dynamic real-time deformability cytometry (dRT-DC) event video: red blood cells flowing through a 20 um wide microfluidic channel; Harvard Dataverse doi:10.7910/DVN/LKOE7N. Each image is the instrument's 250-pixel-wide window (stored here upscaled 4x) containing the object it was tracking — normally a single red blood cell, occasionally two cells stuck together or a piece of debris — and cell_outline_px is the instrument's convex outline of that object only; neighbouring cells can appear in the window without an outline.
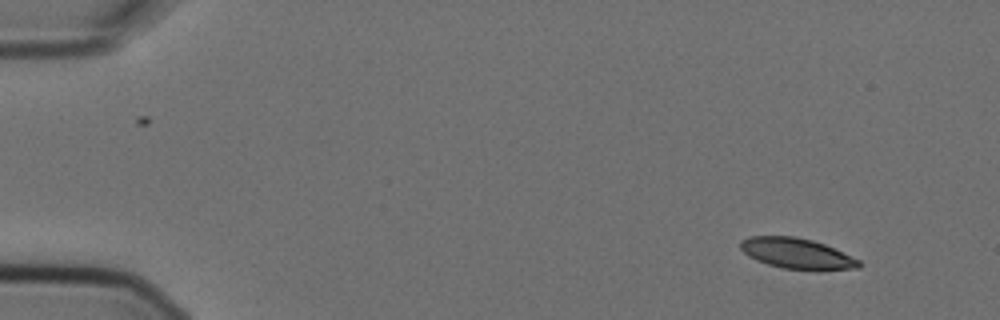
{"species": "Egyptian fruit bat (a non-hibernating species)", "species_latin": "Rousettus aegyptiacus", "temperature_condition": "cold", "stored_images_in_passage": 6, "segment_of_instrument_passage": [1, 2], "camera_frame_rate_fps": 3000, "um_per_image_px": 0.085, "animal": {"sex": "female"}, "frame": {"image": 1, "passage_image": 1, "time_ms": 0.0, "image_size_px": [1000, 320], "cell_outline_px": [[864, 264], [860, 268], [784, 268], [768, 264], [756, 260], [748, 256], [740, 248], [740, 240], [748, 236], [796, 236], [812, 240], [824, 244], [860, 260]], "centroid_in_image_um": [67.68, 21.5], "position_along_channel_um": 17.3, "area_um2": 20.58}}